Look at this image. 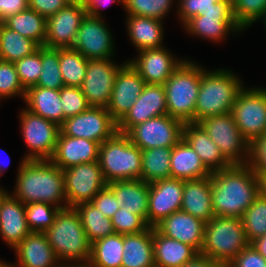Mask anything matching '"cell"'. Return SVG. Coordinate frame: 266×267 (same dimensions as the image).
Masks as SVG:
<instances>
[{
	"label": "cell",
	"instance_id": "1",
	"mask_svg": "<svg viewBox=\"0 0 266 267\" xmlns=\"http://www.w3.org/2000/svg\"><path fill=\"white\" fill-rule=\"evenodd\" d=\"M210 183L215 216L241 218L259 195L257 174L248 164L212 172Z\"/></svg>",
	"mask_w": 266,
	"mask_h": 267
},
{
	"label": "cell",
	"instance_id": "2",
	"mask_svg": "<svg viewBox=\"0 0 266 267\" xmlns=\"http://www.w3.org/2000/svg\"><path fill=\"white\" fill-rule=\"evenodd\" d=\"M13 195L23 204L43 202L64 209L67 207L63 170L50 159L22 158L17 171Z\"/></svg>",
	"mask_w": 266,
	"mask_h": 267
},
{
	"label": "cell",
	"instance_id": "3",
	"mask_svg": "<svg viewBox=\"0 0 266 267\" xmlns=\"http://www.w3.org/2000/svg\"><path fill=\"white\" fill-rule=\"evenodd\" d=\"M243 87L242 80L229 69L209 71L201 67V82L194 111V123L209 116L230 113Z\"/></svg>",
	"mask_w": 266,
	"mask_h": 267
},
{
	"label": "cell",
	"instance_id": "4",
	"mask_svg": "<svg viewBox=\"0 0 266 267\" xmlns=\"http://www.w3.org/2000/svg\"><path fill=\"white\" fill-rule=\"evenodd\" d=\"M44 233L61 264L89 262L92 243L75 208L60 209Z\"/></svg>",
	"mask_w": 266,
	"mask_h": 267
},
{
	"label": "cell",
	"instance_id": "5",
	"mask_svg": "<svg viewBox=\"0 0 266 267\" xmlns=\"http://www.w3.org/2000/svg\"><path fill=\"white\" fill-rule=\"evenodd\" d=\"M98 163L106 183L141 179L142 152L125 133L116 132L99 146Z\"/></svg>",
	"mask_w": 266,
	"mask_h": 267
},
{
	"label": "cell",
	"instance_id": "6",
	"mask_svg": "<svg viewBox=\"0 0 266 267\" xmlns=\"http://www.w3.org/2000/svg\"><path fill=\"white\" fill-rule=\"evenodd\" d=\"M249 244L240 218L214 216L205 224L200 253L226 267Z\"/></svg>",
	"mask_w": 266,
	"mask_h": 267
},
{
	"label": "cell",
	"instance_id": "7",
	"mask_svg": "<svg viewBox=\"0 0 266 267\" xmlns=\"http://www.w3.org/2000/svg\"><path fill=\"white\" fill-rule=\"evenodd\" d=\"M201 82V65L185 59L163 85L168 115L185 123L194 122Z\"/></svg>",
	"mask_w": 266,
	"mask_h": 267
},
{
	"label": "cell",
	"instance_id": "8",
	"mask_svg": "<svg viewBox=\"0 0 266 267\" xmlns=\"http://www.w3.org/2000/svg\"><path fill=\"white\" fill-rule=\"evenodd\" d=\"M231 165H246L250 143L243 137L231 113L209 116L198 122Z\"/></svg>",
	"mask_w": 266,
	"mask_h": 267
},
{
	"label": "cell",
	"instance_id": "9",
	"mask_svg": "<svg viewBox=\"0 0 266 267\" xmlns=\"http://www.w3.org/2000/svg\"><path fill=\"white\" fill-rule=\"evenodd\" d=\"M231 115L243 137L251 144L266 133V88H245L239 92Z\"/></svg>",
	"mask_w": 266,
	"mask_h": 267
},
{
	"label": "cell",
	"instance_id": "10",
	"mask_svg": "<svg viewBox=\"0 0 266 267\" xmlns=\"http://www.w3.org/2000/svg\"><path fill=\"white\" fill-rule=\"evenodd\" d=\"M21 134L28 147L24 159H50L55 151L60 126L24 108L19 114Z\"/></svg>",
	"mask_w": 266,
	"mask_h": 267
},
{
	"label": "cell",
	"instance_id": "11",
	"mask_svg": "<svg viewBox=\"0 0 266 267\" xmlns=\"http://www.w3.org/2000/svg\"><path fill=\"white\" fill-rule=\"evenodd\" d=\"M183 127L182 121L165 114L132 127L126 135L141 150L173 148L183 138Z\"/></svg>",
	"mask_w": 266,
	"mask_h": 267
},
{
	"label": "cell",
	"instance_id": "12",
	"mask_svg": "<svg viewBox=\"0 0 266 267\" xmlns=\"http://www.w3.org/2000/svg\"><path fill=\"white\" fill-rule=\"evenodd\" d=\"M67 207L92 202L106 185L98 161L81 163L63 170Z\"/></svg>",
	"mask_w": 266,
	"mask_h": 267
},
{
	"label": "cell",
	"instance_id": "13",
	"mask_svg": "<svg viewBox=\"0 0 266 267\" xmlns=\"http://www.w3.org/2000/svg\"><path fill=\"white\" fill-rule=\"evenodd\" d=\"M60 132L102 144L117 132V123L106 108L90 107L78 115L66 118L60 125Z\"/></svg>",
	"mask_w": 266,
	"mask_h": 267
},
{
	"label": "cell",
	"instance_id": "14",
	"mask_svg": "<svg viewBox=\"0 0 266 267\" xmlns=\"http://www.w3.org/2000/svg\"><path fill=\"white\" fill-rule=\"evenodd\" d=\"M126 62L127 60L118 65L113 58L88 60L86 75L80 88L91 107H107L116 74Z\"/></svg>",
	"mask_w": 266,
	"mask_h": 267
},
{
	"label": "cell",
	"instance_id": "15",
	"mask_svg": "<svg viewBox=\"0 0 266 267\" xmlns=\"http://www.w3.org/2000/svg\"><path fill=\"white\" fill-rule=\"evenodd\" d=\"M113 39V34L102 17L86 15L72 48L88 60L113 58L115 54Z\"/></svg>",
	"mask_w": 266,
	"mask_h": 267
},
{
	"label": "cell",
	"instance_id": "16",
	"mask_svg": "<svg viewBox=\"0 0 266 267\" xmlns=\"http://www.w3.org/2000/svg\"><path fill=\"white\" fill-rule=\"evenodd\" d=\"M184 180L166 178L149 183L147 224L155 227L164 218L181 210Z\"/></svg>",
	"mask_w": 266,
	"mask_h": 267
},
{
	"label": "cell",
	"instance_id": "17",
	"mask_svg": "<svg viewBox=\"0 0 266 267\" xmlns=\"http://www.w3.org/2000/svg\"><path fill=\"white\" fill-rule=\"evenodd\" d=\"M144 79L127 61L117 72L109 104L106 109L118 124L143 92Z\"/></svg>",
	"mask_w": 266,
	"mask_h": 267
},
{
	"label": "cell",
	"instance_id": "18",
	"mask_svg": "<svg viewBox=\"0 0 266 267\" xmlns=\"http://www.w3.org/2000/svg\"><path fill=\"white\" fill-rule=\"evenodd\" d=\"M87 15L85 5H66L46 18L45 47L72 48L82 20Z\"/></svg>",
	"mask_w": 266,
	"mask_h": 267
},
{
	"label": "cell",
	"instance_id": "19",
	"mask_svg": "<svg viewBox=\"0 0 266 267\" xmlns=\"http://www.w3.org/2000/svg\"><path fill=\"white\" fill-rule=\"evenodd\" d=\"M138 52V57L128 60V62L144 79L145 84L164 85L185 60L184 58L177 59L173 53L165 49V46Z\"/></svg>",
	"mask_w": 266,
	"mask_h": 267
},
{
	"label": "cell",
	"instance_id": "20",
	"mask_svg": "<svg viewBox=\"0 0 266 267\" xmlns=\"http://www.w3.org/2000/svg\"><path fill=\"white\" fill-rule=\"evenodd\" d=\"M187 34L193 37L208 39L212 42H222L229 33L237 34L243 31L235 21L233 10H209L192 17L184 25Z\"/></svg>",
	"mask_w": 266,
	"mask_h": 267
},
{
	"label": "cell",
	"instance_id": "21",
	"mask_svg": "<svg viewBox=\"0 0 266 267\" xmlns=\"http://www.w3.org/2000/svg\"><path fill=\"white\" fill-rule=\"evenodd\" d=\"M168 114L166 91L161 84H145L125 117L117 124V132L127 133L132 127L158 116Z\"/></svg>",
	"mask_w": 266,
	"mask_h": 267
},
{
	"label": "cell",
	"instance_id": "22",
	"mask_svg": "<svg viewBox=\"0 0 266 267\" xmlns=\"http://www.w3.org/2000/svg\"><path fill=\"white\" fill-rule=\"evenodd\" d=\"M205 222L182 210L164 218L155 228L164 236L192 246L200 253L204 243Z\"/></svg>",
	"mask_w": 266,
	"mask_h": 267
},
{
	"label": "cell",
	"instance_id": "23",
	"mask_svg": "<svg viewBox=\"0 0 266 267\" xmlns=\"http://www.w3.org/2000/svg\"><path fill=\"white\" fill-rule=\"evenodd\" d=\"M31 231L26 220L25 204L10 192L0 197V236L11 248H15Z\"/></svg>",
	"mask_w": 266,
	"mask_h": 267
},
{
	"label": "cell",
	"instance_id": "24",
	"mask_svg": "<svg viewBox=\"0 0 266 267\" xmlns=\"http://www.w3.org/2000/svg\"><path fill=\"white\" fill-rule=\"evenodd\" d=\"M16 263L12 267H60L44 232H31L14 249Z\"/></svg>",
	"mask_w": 266,
	"mask_h": 267
},
{
	"label": "cell",
	"instance_id": "25",
	"mask_svg": "<svg viewBox=\"0 0 266 267\" xmlns=\"http://www.w3.org/2000/svg\"><path fill=\"white\" fill-rule=\"evenodd\" d=\"M99 146L98 142L66 136L60 132L50 160L62 170L81 163L95 162L98 161Z\"/></svg>",
	"mask_w": 266,
	"mask_h": 267
},
{
	"label": "cell",
	"instance_id": "26",
	"mask_svg": "<svg viewBox=\"0 0 266 267\" xmlns=\"http://www.w3.org/2000/svg\"><path fill=\"white\" fill-rule=\"evenodd\" d=\"M183 139L199 155L201 161L211 173L231 166L199 123H185Z\"/></svg>",
	"mask_w": 266,
	"mask_h": 267
},
{
	"label": "cell",
	"instance_id": "27",
	"mask_svg": "<svg viewBox=\"0 0 266 267\" xmlns=\"http://www.w3.org/2000/svg\"><path fill=\"white\" fill-rule=\"evenodd\" d=\"M181 210L207 223L214 216L210 176L184 180Z\"/></svg>",
	"mask_w": 266,
	"mask_h": 267
},
{
	"label": "cell",
	"instance_id": "28",
	"mask_svg": "<svg viewBox=\"0 0 266 267\" xmlns=\"http://www.w3.org/2000/svg\"><path fill=\"white\" fill-rule=\"evenodd\" d=\"M113 191L119 208L125 207L147 222L149 183L142 179L114 181L107 184Z\"/></svg>",
	"mask_w": 266,
	"mask_h": 267
},
{
	"label": "cell",
	"instance_id": "29",
	"mask_svg": "<svg viewBox=\"0 0 266 267\" xmlns=\"http://www.w3.org/2000/svg\"><path fill=\"white\" fill-rule=\"evenodd\" d=\"M171 178L181 180L202 179L211 175L199 155L182 138L171 151Z\"/></svg>",
	"mask_w": 266,
	"mask_h": 267
},
{
	"label": "cell",
	"instance_id": "30",
	"mask_svg": "<svg viewBox=\"0 0 266 267\" xmlns=\"http://www.w3.org/2000/svg\"><path fill=\"white\" fill-rule=\"evenodd\" d=\"M155 267H181L199 254L192 246L162 235L153 227Z\"/></svg>",
	"mask_w": 266,
	"mask_h": 267
},
{
	"label": "cell",
	"instance_id": "31",
	"mask_svg": "<svg viewBox=\"0 0 266 267\" xmlns=\"http://www.w3.org/2000/svg\"><path fill=\"white\" fill-rule=\"evenodd\" d=\"M163 21L142 16H127V34L137 51L163 47Z\"/></svg>",
	"mask_w": 266,
	"mask_h": 267
},
{
	"label": "cell",
	"instance_id": "32",
	"mask_svg": "<svg viewBox=\"0 0 266 267\" xmlns=\"http://www.w3.org/2000/svg\"><path fill=\"white\" fill-rule=\"evenodd\" d=\"M121 267H155L153 227L144 232L123 234Z\"/></svg>",
	"mask_w": 266,
	"mask_h": 267
},
{
	"label": "cell",
	"instance_id": "33",
	"mask_svg": "<svg viewBox=\"0 0 266 267\" xmlns=\"http://www.w3.org/2000/svg\"><path fill=\"white\" fill-rule=\"evenodd\" d=\"M24 102L30 112L59 126L63 123V110L60 89L32 86L26 90Z\"/></svg>",
	"mask_w": 266,
	"mask_h": 267
},
{
	"label": "cell",
	"instance_id": "34",
	"mask_svg": "<svg viewBox=\"0 0 266 267\" xmlns=\"http://www.w3.org/2000/svg\"><path fill=\"white\" fill-rule=\"evenodd\" d=\"M2 23L20 35L32 39L39 46L45 45L46 18L35 10L27 8L8 17Z\"/></svg>",
	"mask_w": 266,
	"mask_h": 267
},
{
	"label": "cell",
	"instance_id": "35",
	"mask_svg": "<svg viewBox=\"0 0 266 267\" xmlns=\"http://www.w3.org/2000/svg\"><path fill=\"white\" fill-rule=\"evenodd\" d=\"M39 47L32 39L20 35L1 23L0 60L14 63L33 54Z\"/></svg>",
	"mask_w": 266,
	"mask_h": 267
},
{
	"label": "cell",
	"instance_id": "36",
	"mask_svg": "<svg viewBox=\"0 0 266 267\" xmlns=\"http://www.w3.org/2000/svg\"><path fill=\"white\" fill-rule=\"evenodd\" d=\"M123 253V234L115 233L92 243L89 262L94 267H121Z\"/></svg>",
	"mask_w": 266,
	"mask_h": 267
},
{
	"label": "cell",
	"instance_id": "37",
	"mask_svg": "<svg viewBox=\"0 0 266 267\" xmlns=\"http://www.w3.org/2000/svg\"><path fill=\"white\" fill-rule=\"evenodd\" d=\"M172 147H155L142 152L141 179L146 183L171 178L170 162Z\"/></svg>",
	"mask_w": 266,
	"mask_h": 267
},
{
	"label": "cell",
	"instance_id": "38",
	"mask_svg": "<svg viewBox=\"0 0 266 267\" xmlns=\"http://www.w3.org/2000/svg\"><path fill=\"white\" fill-rule=\"evenodd\" d=\"M91 243L115 234L110 218L104 216L91 202L74 207Z\"/></svg>",
	"mask_w": 266,
	"mask_h": 267
},
{
	"label": "cell",
	"instance_id": "39",
	"mask_svg": "<svg viewBox=\"0 0 266 267\" xmlns=\"http://www.w3.org/2000/svg\"><path fill=\"white\" fill-rule=\"evenodd\" d=\"M88 59L73 48H59V66L64 86L81 87Z\"/></svg>",
	"mask_w": 266,
	"mask_h": 267
},
{
	"label": "cell",
	"instance_id": "40",
	"mask_svg": "<svg viewBox=\"0 0 266 267\" xmlns=\"http://www.w3.org/2000/svg\"><path fill=\"white\" fill-rule=\"evenodd\" d=\"M240 219L250 244L266 235V197L259 194Z\"/></svg>",
	"mask_w": 266,
	"mask_h": 267
},
{
	"label": "cell",
	"instance_id": "41",
	"mask_svg": "<svg viewBox=\"0 0 266 267\" xmlns=\"http://www.w3.org/2000/svg\"><path fill=\"white\" fill-rule=\"evenodd\" d=\"M42 72L35 86L60 89L64 86L59 66V48L41 46Z\"/></svg>",
	"mask_w": 266,
	"mask_h": 267
},
{
	"label": "cell",
	"instance_id": "42",
	"mask_svg": "<svg viewBox=\"0 0 266 267\" xmlns=\"http://www.w3.org/2000/svg\"><path fill=\"white\" fill-rule=\"evenodd\" d=\"M174 0H124L127 16L151 17L164 20L173 7Z\"/></svg>",
	"mask_w": 266,
	"mask_h": 267
},
{
	"label": "cell",
	"instance_id": "43",
	"mask_svg": "<svg viewBox=\"0 0 266 267\" xmlns=\"http://www.w3.org/2000/svg\"><path fill=\"white\" fill-rule=\"evenodd\" d=\"M61 208L43 202H32L25 205L26 220L31 232H45L54 223Z\"/></svg>",
	"mask_w": 266,
	"mask_h": 267
},
{
	"label": "cell",
	"instance_id": "44",
	"mask_svg": "<svg viewBox=\"0 0 266 267\" xmlns=\"http://www.w3.org/2000/svg\"><path fill=\"white\" fill-rule=\"evenodd\" d=\"M233 16L244 31L266 14V0H232Z\"/></svg>",
	"mask_w": 266,
	"mask_h": 267
},
{
	"label": "cell",
	"instance_id": "45",
	"mask_svg": "<svg viewBox=\"0 0 266 267\" xmlns=\"http://www.w3.org/2000/svg\"><path fill=\"white\" fill-rule=\"evenodd\" d=\"M177 6L178 19L181 26L201 12L209 10H233L232 0H179Z\"/></svg>",
	"mask_w": 266,
	"mask_h": 267
},
{
	"label": "cell",
	"instance_id": "46",
	"mask_svg": "<svg viewBox=\"0 0 266 267\" xmlns=\"http://www.w3.org/2000/svg\"><path fill=\"white\" fill-rule=\"evenodd\" d=\"M18 78L25 90L35 86L42 72L41 46L33 54L14 62Z\"/></svg>",
	"mask_w": 266,
	"mask_h": 267
},
{
	"label": "cell",
	"instance_id": "47",
	"mask_svg": "<svg viewBox=\"0 0 266 267\" xmlns=\"http://www.w3.org/2000/svg\"><path fill=\"white\" fill-rule=\"evenodd\" d=\"M25 94L14 63L0 60V100L21 96L24 101Z\"/></svg>",
	"mask_w": 266,
	"mask_h": 267
},
{
	"label": "cell",
	"instance_id": "48",
	"mask_svg": "<svg viewBox=\"0 0 266 267\" xmlns=\"http://www.w3.org/2000/svg\"><path fill=\"white\" fill-rule=\"evenodd\" d=\"M60 100L63 122L66 118L78 115L91 107L80 87L63 86L60 88Z\"/></svg>",
	"mask_w": 266,
	"mask_h": 267
},
{
	"label": "cell",
	"instance_id": "49",
	"mask_svg": "<svg viewBox=\"0 0 266 267\" xmlns=\"http://www.w3.org/2000/svg\"><path fill=\"white\" fill-rule=\"evenodd\" d=\"M115 233L131 234L146 231L150 226L139 215L133 214L132 211L122 207L111 218Z\"/></svg>",
	"mask_w": 266,
	"mask_h": 267
},
{
	"label": "cell",
	"instance_id": "50",
	"mask_svg": "<svg viewBox=\"0 0 266 267\" xmlns=\"http://www.w3.org/2000/svg\"><path fill=\"white\" fill-rule=\"evenodd\" d=\"M248 165L256 174L266 172V133L250 144Z\"/></svg>",
	"mask_w": 266,
	"mask_h": 267
},
{
	"label": "cell",
	"instance_id": "51",
	"mask_svg": "<svg viewBox=\"0 0 266 267\" xmlns=\"http://www.w3.org/2000/svg\"><path fill=\"white\" fill-rule=\"evenodd\" d=\"M97 207L100 212L107 218H112L119 208V202L117 201L113 191L106 185L101 191H99L91 202Z\"/></svg>",
	"mask_w": 266,
	"mask_h": 267
},
{
	"label": "cell",
	"instance_id": "52",
	"mask_svg": "<svg viewBox=\"0 0 266 267\" xmlns=\"http://www.w3.org/2000/svg\"><path fill=\"white\" fill-rule=\"evenodd\" d=\"M226 267H266V259L249 244Z\"/></svg>",
	"mask_w": 266,
	"mask_h": 267
},
{
	"label": "cell",
	"instance_id": "53",
	"mask_svg": "<svg viewBox=\"0 0 266 267\" xmlns=\"http://www.w3.org/2000/svg\"><path fill=\"white\" fill-rule=\"evenodd\" d=\"M67 4L64 0H28V8L48 18L63 9Z\"/></svg>",
	"mask_w": 266,
	"mask_h": 267
},
{
	"label": "cell",
	"instance_id": "54",
	"mask_svg": "<svg viewBox=\"0 0 266 267\" xmlns=\"http://www.w3.org/2000/svg\"><path fill=\"white\" fill-rule=\"evenodd\" d=\"M28 8V0H0V22Z\"/></svg>",
	"mask_w": 266,
	"mask_h": 267
},
{
	"label": "cell",
	"instance_id": "55",
	"mask_svg": "<svg viewBox=\"0 0 266 267\" xmlns=\"http://www.w3.org/2000/svg\"><path fill=\"white\" fill-rule=\"evenodd\" d=\"M110 2L121 3L124 7V0H86L84 5L87 15L101 18V7L109 6Z\"/></svg>",
	"mask_w": 266,
	"mask_h": 267
},
{
	"label": "cell",
	"instance_id": "56",
	"mask_svg": "<svg viewBox=\"0 0 266 267\" xmlns=\"http://www.w3.org/2000/svg\"><path fill=\"white\" fill-rule=\"evenodd\" d=\"M181 267H223L220 263L199 253L192 260L186 262Z\"/></svg>",
	"mask_w": 266,
	"mask_h": 267
},
{
	"label": "cell",
	"instance_id": "57",
	"mask_svg": "<svg viewBox=\"0 0 266 267\" xmlns=\"http://www.w3.org/2000/svg\"><path fill=\"white\" fill-rule=\"evenodd\" d=\"M251 245L266 259V235L255 239Z\"/></svg>",
	"mask_w": 266,
	"mask_h": 267
},
{
	"label": "cell",
	"instance_id": "58",
	"mask_svg": "<svg viewBox=\"0 0 266 267\" xmlns=\"http://www.w3.org/2000/svg\"><path fill=\"white\" fill-rule=\"evenodd\" d=\"M259 180V194L266 197V172L257 174Z\"/></svg>",
	"mask_w": 266,
	"mask_h": 267
},
{
	"label": "cell",
	"instance_id": "59",
	"mask_svg": "<svg viewBox=\"0 0 266 267\" xmlns=\"http://www.w3.org/2000/svg\"><path fill=\"white\" fill-rule=\"evenodd\" d=\"M60 267H94L90 262L86 263H66L61 264Z\"/></svg>",
	"mask_w": 266,
	"mask_h": 267
},
{
	"label": "cell",
	"instance_id": "60",
	"mask_svg": "<svg viewBox=\"0 0 266 267\" xmlns=\"http://www.w3.org/2000/svg\"><path fill=\"white\" fill-rule=\"evenodd\" d=\"M67 5H84L86 0H64Z\"/></svg>",
	"mask_w": 266,
	"mask_h": 267
},
{
	"label": "cell",
	"instance_id": "61",
	"mask_svg": "<svg viewBox=\"0 0 266 267\" xmlns=\"http://www.w3.org/2000/svg\"><path fill=\"white\" fill-rule=\"evenodd\" d=\"M4 151H5V150H3V152H4ZM4 153H5V152H4ZM6 163H7V162H6ZM6 163H5V162H1V160H0V176H2L3 173H5L4 169L7 167V165H8L9 162H8L7 164H6ZM4 165H5L6 167H5ZM3 171H4V172H3Z\"/></svg>",
	"mask_w": 266,
	"mask_h": 267
},
{
	"label": "cell",
	"instance_id": "62",
	"mask_svg": "<svg viewBox=\"0 0 266 267\" xmlns=\"http://www.w3.org/2000/svg\"><path fill=\"white\" fill-rule=\"evenodd\" d=\"M7 264V262L0 260V267H5Z\"/></svg>",
	"mask_w": 266,
	"mask_h": 267
},
{
	"label": "cell",
	"instance_id": "63",
	"mask_svg": "<svg viewBox=\"0 0 266 267\" xmlns=\"http://www.w3.org/2000/svg\"><path fill=\"white\" fill-rule=\"evenodd\" d=\"M5 189L0 187V197L5 193Z\"/></svg>",
	"mask_w": 266,
	"mask_h": 267
},
{
	"label": "cell",
	"instance_id": "64",
	"mask_svg": "<svg viewBox=\"0 0 266 267\" xmlns=\"http://www.w3.org/2000/svg\"><path fill=\"white\" fill-rule=\"evenodd\" d=\"M263 22H264V26H265V30H266V14H265V16H264V18H263Z\"/></svg>",
	"mask_w": 266,
	"mask_h": 267
},
{
	"label": "cell",
	"instance_id": "65",
	"mask_svg": "<svg viewBox=\"0 0 266 267\" xmlns=\"http://www.w3.org/2000/svg\"><path fill=\"white\" fill-rule=\"evenodd\" d=\"M5 267H12L9 263Z\"/></svg>",
	"mask_w": 266,
	"mask_h": 267
}]
</instances>
